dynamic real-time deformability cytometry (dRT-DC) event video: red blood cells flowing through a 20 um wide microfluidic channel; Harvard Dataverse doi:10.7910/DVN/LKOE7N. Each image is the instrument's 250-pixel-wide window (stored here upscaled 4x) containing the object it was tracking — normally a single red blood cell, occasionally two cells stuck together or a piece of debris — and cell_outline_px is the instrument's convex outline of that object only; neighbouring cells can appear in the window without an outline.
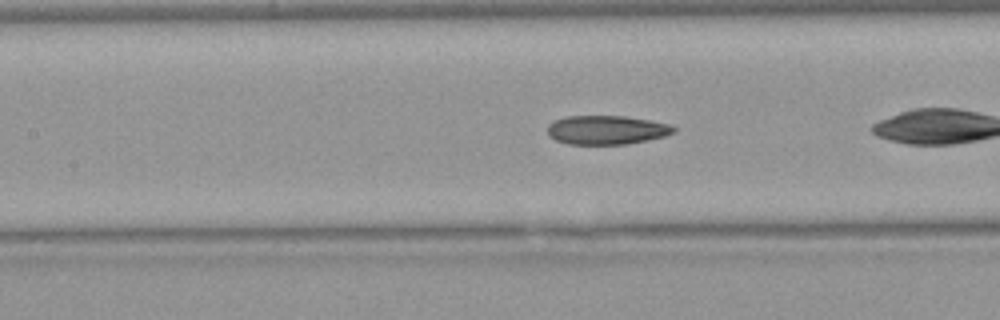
{"species": "Egyptian fruit bat (a non-hibernating species)", "species_latin": "Rousettus aegyptiacus", "temperature_condition": "warm", "stored_images_in_passage": 25, "camera_frame_rate_fps": 3000, "um_per_image_px": 0.085, "animal": {"sex": "female"}, "frame": {"image": 1, "passage_image": 8, "time_ms": 2.333, "image_size_px": [1000, 320], "cell_outline_px": [[676, 132], [664, 136], [648, 140], [628, 144], [568, 144], [556, 140], [548, 136], [548, 124], [564, 116], [624, 116], [648, 120], [668, 124], [676, 128]], "centroid_in_image_um": [51.55, 11.05], "position_along_channel_um": 155.9, "area_um2": 21.27}}
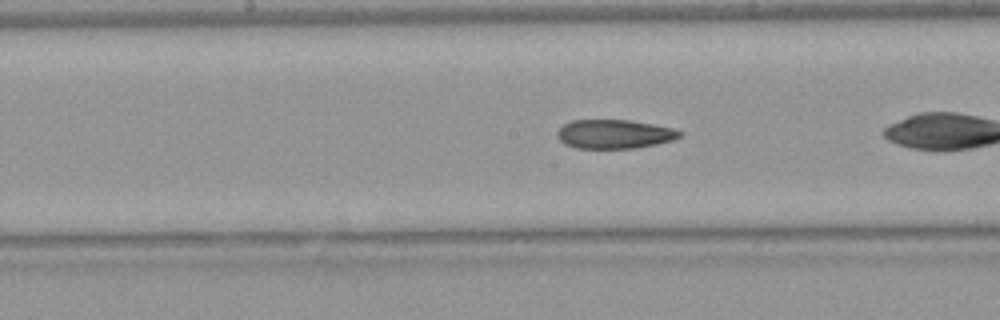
{"frame": {"image": 2, "passage_image": 11, "time_ms": 3.333, "image_size_px": [1000, 320], "cell_outline_px": [[684, 132], [680, 136], [672, 140], [656, 144], [636, 148], [576, 148], [564, 144], [556, 136], [556, 132], [564, 124], [572, 120], [632, 120], [672, 128]], "centroid_in_image_um": [52.2, 11.39], "position_along_channel_um": 196.0, "area_um2": 20.69}}